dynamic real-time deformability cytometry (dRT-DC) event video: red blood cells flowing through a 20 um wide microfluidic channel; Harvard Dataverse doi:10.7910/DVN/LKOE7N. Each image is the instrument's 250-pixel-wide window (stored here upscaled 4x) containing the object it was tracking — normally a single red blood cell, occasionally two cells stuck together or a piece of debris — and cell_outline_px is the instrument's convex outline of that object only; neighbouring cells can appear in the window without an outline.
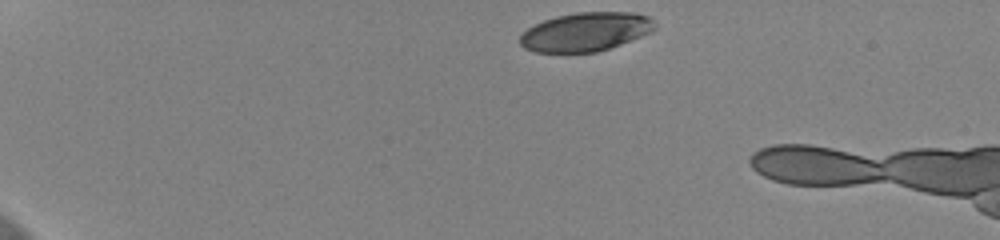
{"species": "human", "species_latin": "Homo sapiens", "temperature_condition": "cold", "stored_images_in_passage": 40, "camera_frame_rate_fps": 3000, "um_per_image_px": 0.085, "donor": {"sex": "female"}, "frame": {"image": 1, "passage_image": 1, "time_ms": 0.0, "image_size_px": [1000, 240], "cell_outline_px": [[656, 28], [652, 32], [620, 44], [596, 52], [536, 52], [524, 48], [520, 44], [520, 36], [528, 28], [544, 20], [556, 16], [576, 12], [636, 12], [648, 16], [652, 20]], "centroid_in_image_um": [49.79, 2.69], "position_along_channel_um": 35.2, "area_um2": 30.35}}
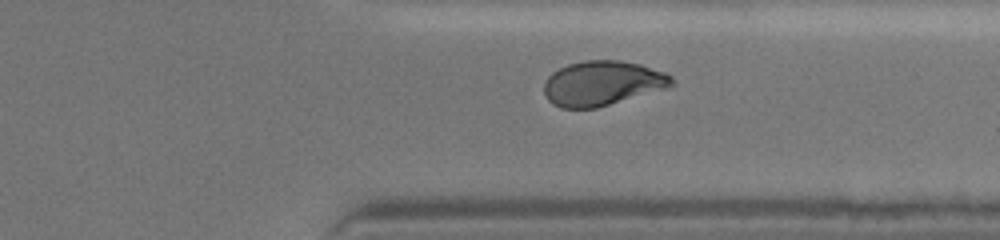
{"frame": {"image": 2, "passage_image": 35, "time_ms": 11.333, "image_size_px": [1000, 240], "cell_outline_px": [[676, 84], [668, 88], [596, 108], [560, 108], [552, 104], [548, 100], [544, 92], [544, 80], [552, 72], [568, 64], [584, 60], [620, 60], [640, 64], [664, 72], [672, 76], [676, 80]], "centroid_in_image_um": [51.21, 7.08], "position_along_channel_um": 360.2, "area_um2": 33.58}}
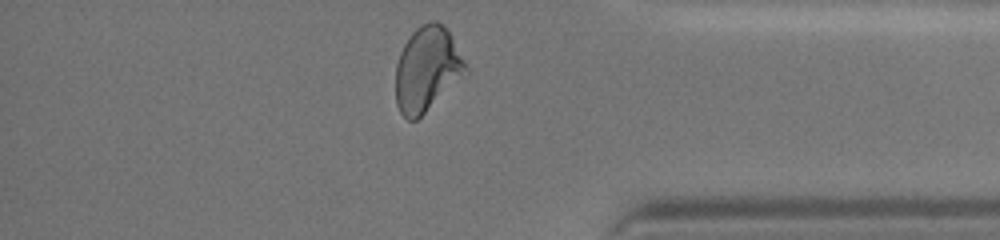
{"frame": {"image": 3, "passage_image": 39, "time_ms": 12.667, "image_size_px": [1000, 240], "cell_outline_px": [[468, 72], [416, 120], [408, 120], [400, 112], [396, 104], [396, 64], [400, 52], [404, 44], [412, 32], [420, 24], [432, 20], [436, 20], [448, 28], [468, 68]], "centroid_in_image_um": [36.29, 5.84], "position_along_channel_um": 398.9, "area_um2": 34.45}, "authors_computed_cell_mechanics": {"area_um2": 33.3506, "velocity_mm_per_s": 3.6408, "shape_relaxation_time_tau1_ms": 4.0451, "shape_relaxation_time_tau2_ms": 2.1674, "deformation_change_tau1": 0.1419, "deformation_change_tau2": 0.0671}}